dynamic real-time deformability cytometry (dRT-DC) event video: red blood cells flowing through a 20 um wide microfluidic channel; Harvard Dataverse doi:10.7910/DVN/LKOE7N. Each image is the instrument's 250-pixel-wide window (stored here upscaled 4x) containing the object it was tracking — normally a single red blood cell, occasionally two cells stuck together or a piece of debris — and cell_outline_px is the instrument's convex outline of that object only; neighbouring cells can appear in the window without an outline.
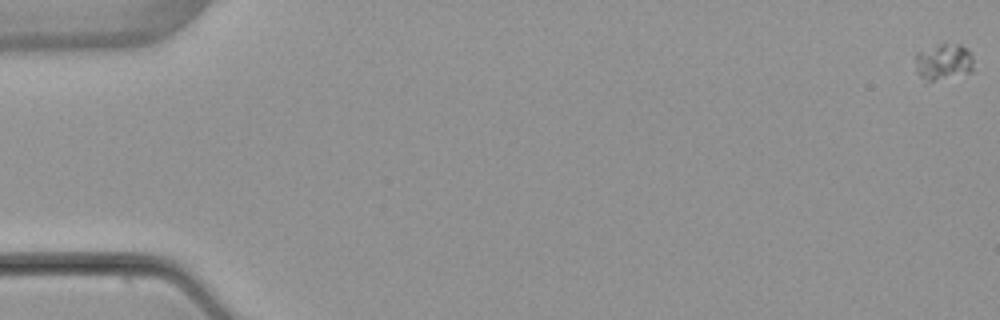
{"species": "common noctule bat (a hibernating species)", "species_latin": "Nyctalus noctula", "temperature_condition": "warm", "stored_images_in_passage": 8, "camera_frame_rate_fps": 3000, "um_per_image_px": 0.085, "animal": {"sex": "female", "body_mass_g": 22.7, "forearm_length_mm": 54.2}, "frame": {"image": 1, "passage_image": 1, "time_ms": 0.0, "image_size_px": [1000, 320], "cell_outline_px": [[972, 72], [932, 80], [928, 80], [920, 76], [916, 72], [916, 52], [940, 44], [960, 44], [972, 56]], "centroid_in_image_um": [80.18, 5.24], "position_along_channel_um": 4.8, "area_um2": 11.91}}
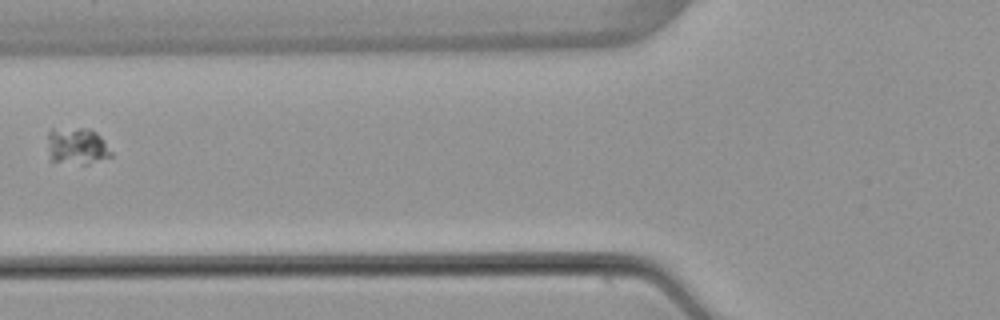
{"frame": {"image": 2, "passage_image": 7, "time_ms": 7.333, "image_size_px": [1000, 320], "cell_outline_px": [[112, 156], [88, 164], [84, 164], [48, 160], [48, 132], [52, 128], [88, 128], [96, 132], [104, 140], [112, 152]], "centroid_in_image_um": [6.52, 12.4], "position_along_channel_um": 119.3, "area_um2": 13.76}}
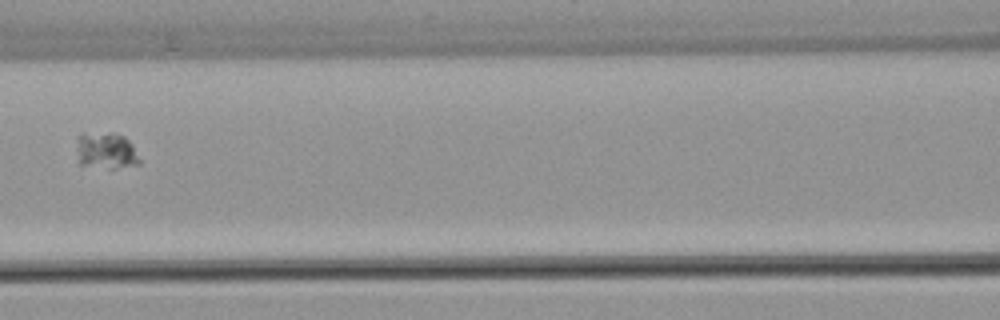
{"frame": {"image": 3, "passage_image": 8, "time_ms": 8.333, "image_size_px": [1000, 320], "cell_outline_px": [[140, 164], [116, 168], [108, 168], [80, 164], [80, 132], [112, 132], [124, 136], [132, 144], [140, 160]], "centroid_in_image_um": [9.09, 12.78], "position_along_channel_um": 157.5, "area_um2": 13.06}}